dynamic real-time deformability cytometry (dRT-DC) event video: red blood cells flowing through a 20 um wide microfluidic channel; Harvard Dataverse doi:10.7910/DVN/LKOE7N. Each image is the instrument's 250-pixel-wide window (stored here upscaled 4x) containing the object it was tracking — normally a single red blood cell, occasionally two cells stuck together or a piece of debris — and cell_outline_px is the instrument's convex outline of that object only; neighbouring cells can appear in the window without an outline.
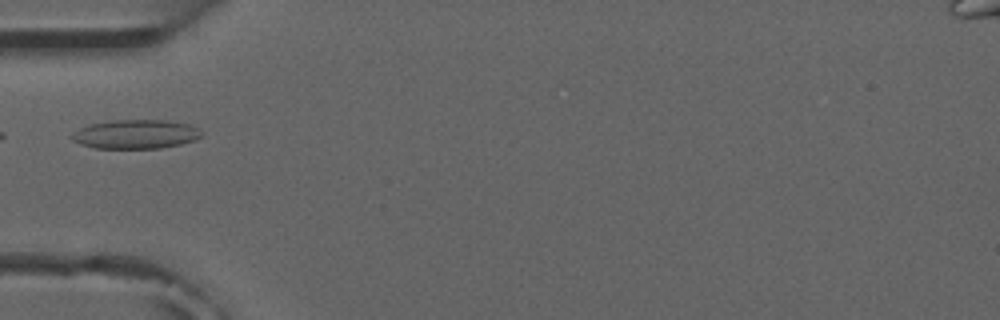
{"species": "common noctule bat (a hibernating species)", "species_latin": "Nyctalus noctula", "temperature_condition": "room temperature", "stored_images_in_passage": 1, "camera_frame_rate_fps": 3000, "um_per_image_px": 0.085, "animal": {"sex": "male", "forearm_length_mm": 52.5}, "frame": {"image": 1, "passage_image": 1, "time_ms": 0.0, "image_size_px": [1000, 320], "cell_outline_px": [[204, 132], [200, 136], [192, 140], [180, 144], [160, 148], [96, 148], [80, 144], [72, 140], [68, 136], [72, 132], [80, 128], [92, 124], [112, 120], [164, 120], [188, 124], [200, 128]], "centroid_in_image_um": [11.51, 11.4], "position_along_channel_um": 73.5, "area_um2": 21.91}}